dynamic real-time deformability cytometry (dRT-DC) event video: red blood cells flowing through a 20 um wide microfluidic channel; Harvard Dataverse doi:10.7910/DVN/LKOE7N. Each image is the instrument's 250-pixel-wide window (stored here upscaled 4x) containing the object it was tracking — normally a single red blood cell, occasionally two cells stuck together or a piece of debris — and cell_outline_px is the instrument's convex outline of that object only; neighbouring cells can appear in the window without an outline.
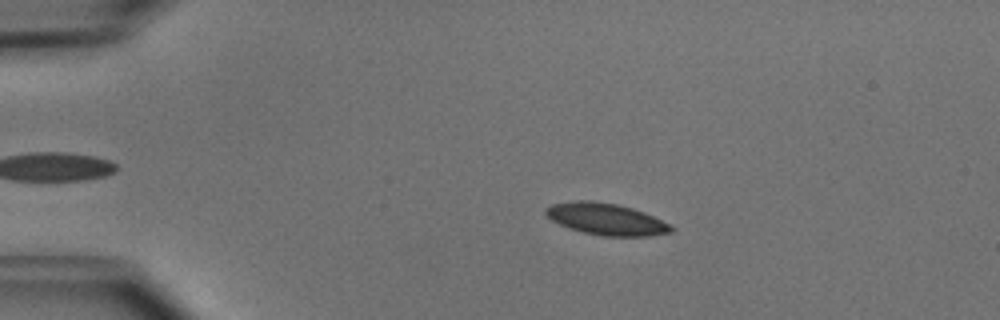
{"species": "common noctule bat (a hibernating species)", "species_latin": "Nyctalus noctula", "temperature_condition": "cold", "stored_images_in_passage": 50, "camera_frame_rate_fps": 3000, "um_per_image_px": 0.085, "animal": {"sex": "male", "body_mass_g": 15.6}, "frame": {"image": 1, "passage_image": 10, "time_ms": 3.0, "image_size_px": [1000, 320], "cell_outline_px": [[676, 228], [672, 232], [648, 236], [604, 236], [584, 232], [568, 228], [552, 220], [544, 212], [544, 208], [552, 204], [576, 200], [588, 200], [616, 204], [632, 208], [644, 212]], "centroid_in_image_um": [51.51, 18.62], "position_along_channel_um": 33.5, "area_um2": 23.0}}
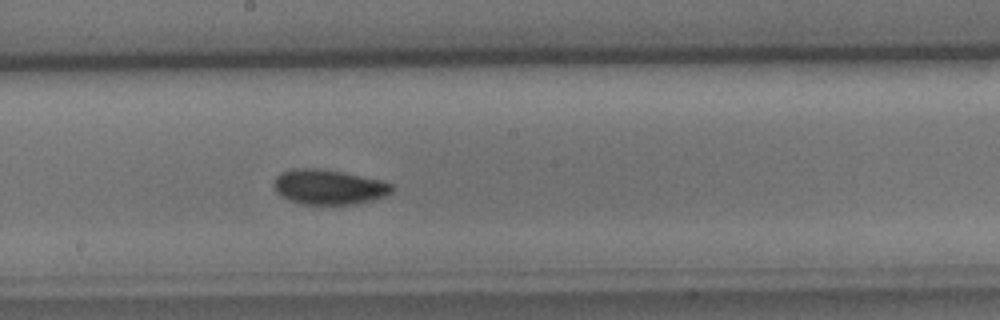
{"frame": {"image": 2, "passage_image": 28, "time_ms": 9.0, "image_size_px": [1000, 320], "cell_outline_px": [[392, 192], [384, 196], [372, 200], [356, 204], [304, 204], [280, 196], [276, 192], [272, 184], [276, 176], [280, 172], [292, 168], [316, 168], [340, 172], [380, 180], [392, 184]], "centroid_in_image_um": [27.89, 15.89], "position_along_channel_um": 220.3, "area_um2": 23.87}}
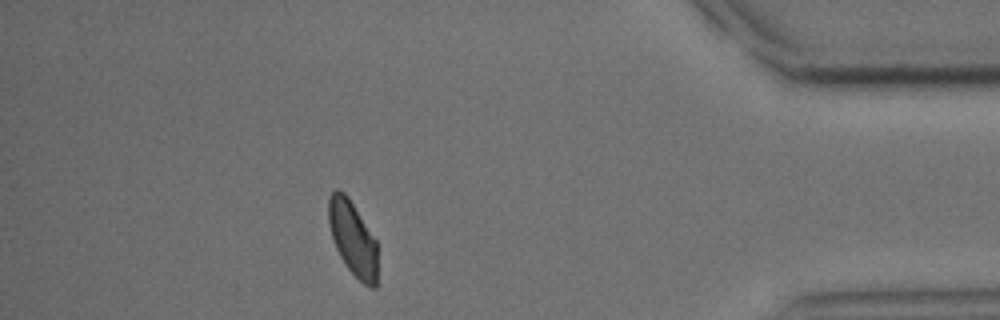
{"frame": {"image": 3, "passage_image": 45, "time_ms": 14.667, "image_size_px": [1000, 320], "cell_outline_px": [[376, 288], [372, 288], [364, 284], [348, 268], [340, 256], [336, 248], [328, 224], [328, 196], [336, 188], [340, 188], [348, 196], [376, 240]], "centroid_in_image_um": [29.95, 20.2], "position_along_channel_um": 405.2, "area_um2": 21.1}, "authors_computed_cell_mechanics": {"area_um2": 22.831, "velocity_mm_per_s": 3.9671, "shape_relaxation_time_tau1_ms": 2.3884, "shape_relaxation_time_tau2_ms": 11.136, "deformation_change_tau1": 0.0863, "deformation_change_tau2": 0.1168}}